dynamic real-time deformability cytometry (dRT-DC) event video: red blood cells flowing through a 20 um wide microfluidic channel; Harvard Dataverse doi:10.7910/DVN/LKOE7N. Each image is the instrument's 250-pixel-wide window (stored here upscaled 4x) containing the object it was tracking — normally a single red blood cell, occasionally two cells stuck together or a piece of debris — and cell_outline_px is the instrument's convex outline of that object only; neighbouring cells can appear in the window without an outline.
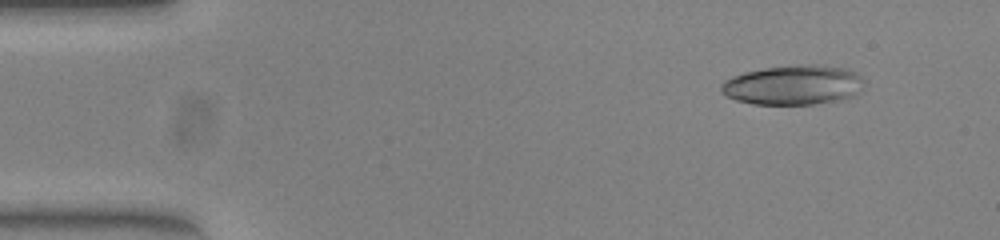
{"species": "common noctule bat (a hibernating species)", "species_latin": "Nyctalus noctula", "temperature_condition": "warm", "stored_images_in_passage": 47, "camera_frame_rate_fps": 3000, "um_per_image_px": 0.085, "animal": {"sex": "female", "body_mass_g": 23.0, "forearm_length_mm": 53.4}, "frame": {"image": 1, "passage_image": 1, "time_ms": 0.0, "image_size_px": [1000, 240], "cell_outline_px": [[864, 84], [852, 96], [840, 100], [812, 104], [752, 104], [736, 100], [728, 96], [720, 88], [720, 84], [724, 80], [732, 76], [744, 72], [764, 68], [796, 64], [820, 64], [844, 68], [856, 72], [864, 80]], "centroid_in_image_um": [67.42, 7.21], "position_along_channel_um": 17.6, "area_um2": 33.12}}
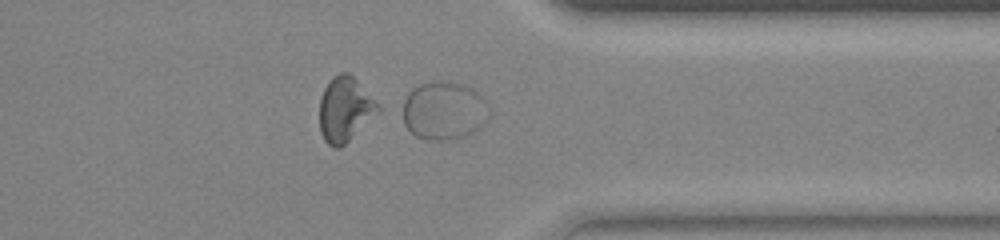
{"frame": {"image": 2, "passage_image": 37, "time_ms": 12.0, "image_size_px": [1000, 240], "cell_outline_px": [[488, 116], [472, 132], [448, 140], [428, 140], [416, 136], [404, 124], [404, 100], [408, 92], [412, 88], [420, 84], [432, 80], [440, 80], [460, 84], [472, 88], [484, 100]], "centroid_in_image_um": [37.66, 9.38], "position_along_channel_um": 373.7, "area_um2": 28.73}}